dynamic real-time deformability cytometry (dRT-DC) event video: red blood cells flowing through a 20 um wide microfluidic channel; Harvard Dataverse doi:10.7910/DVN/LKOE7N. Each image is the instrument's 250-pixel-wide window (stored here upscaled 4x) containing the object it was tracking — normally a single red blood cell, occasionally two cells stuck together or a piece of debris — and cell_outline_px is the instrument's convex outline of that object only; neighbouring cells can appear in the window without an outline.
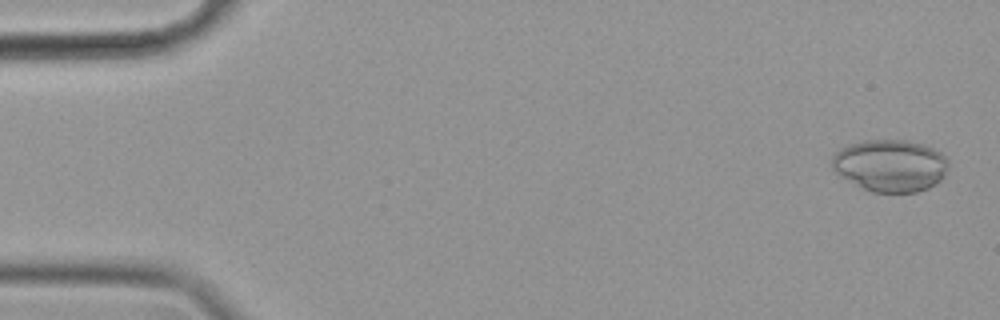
{"species": "common noctule bat (a hibernating species)", "species_latin": "Nyctalus noctula", "temperature_condition": "cold", "stored_images_in_passage": 57, "camera_frame_rate_fps": 3000, "um_per_image_px": 0.085, "animal": {"sex": "female", "body_mass_g": 19.9}, "frame": {"image": 1, "passage_image": 2, "time_ms": 0.333, "image_size_px": [1000, 320], "cell_outline_px": [[948, 168], [944, 176], [936, 184], [928, 188], [916, 192], [872, 192], [840, 176], [832, 168], [832, 156], [840, 148], [848, 144], [864, 140], [904, 140], [920, 144], [932, 148], [940, 152], [948, 160]], "centroid_in_image_um": [75.67, 14.07], "position_along_channel_um": 9.3, "area_um2": 35.26}}
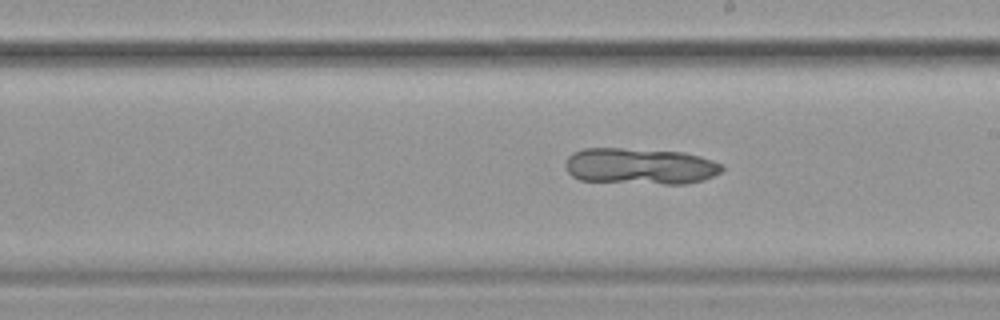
{"frame": {"image": 2, "passage_image": 32, "time_ms": 10.333, "image_size_px": [1000, 320], "cell_outline_px": [[724, 168], [720, 172], [704, 180], [684, 184], [664, 184], [580, 180], [572, 176], [568, 172], [564, 164], [568, 156], [572, 152], [584, 148], [620, 148], [684, 152], [700, 156], [724, 164]], "centroid_in_image_um": [54.41, 14.12], "position_along_channel_um": 234.6, "area_um2": 33.29}}
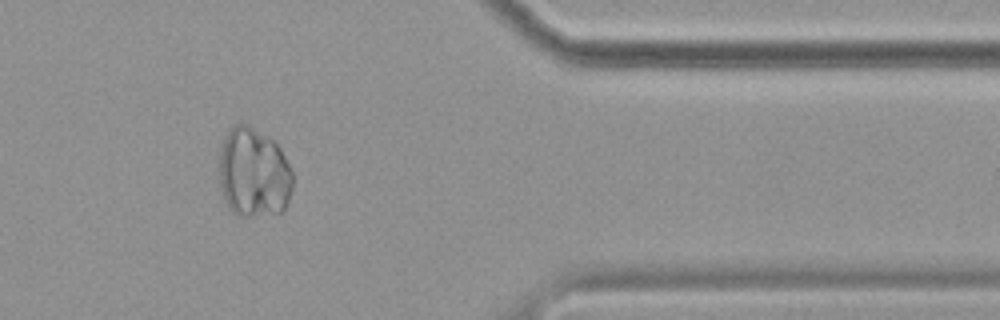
{"frame": {"image": 3, "passage_image": 47, "time_ms": 15.333, "image_size_px": [1000, 320], "cell_outline_px": [[292, 188], [284, 212], [252, 216], [236, 216], [224, 204], [220, 188], [220, 148], [224, 136], [240, 120], [248, 124], [272, 140], [280, 148], [292, 172]], "centroid_in_image_um": [21.53, 14.71], "position_along_channel_um": 389.9, "area_um2": 38.84}}